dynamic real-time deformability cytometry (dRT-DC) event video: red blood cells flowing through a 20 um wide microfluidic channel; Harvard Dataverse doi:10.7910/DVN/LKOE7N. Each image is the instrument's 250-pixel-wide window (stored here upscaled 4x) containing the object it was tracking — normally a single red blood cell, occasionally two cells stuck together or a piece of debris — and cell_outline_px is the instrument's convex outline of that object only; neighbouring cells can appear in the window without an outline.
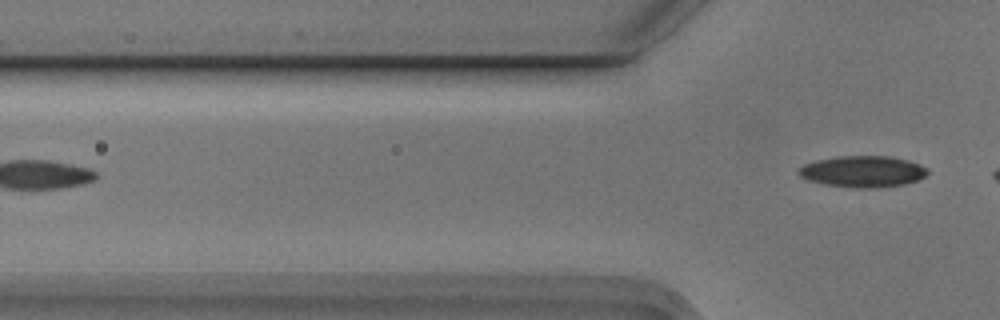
{"species": "Egyptian fruit bat (a non-hibernating species)", "species_latin": "Rousettus aegyptiacus", "temperature_condition": "cold", "stored_images_in_passage": 2, "camera_frame_rate_fps": 3000, "um_per_image_px": 0.085, "animal": {"sex": "male"}, "frame": {"image": 1, "passage_image": 2, "time_ms": 0.333, "image_size_px": [1000, 320], "cell_outline_px": [[928, 176], [920, 180], [904, 184], [876, 188], [856, 188], [828, 184], [808, 180], [800, 176], [796, 172], [804, 164], [816, 160], [836, 156], [892, 156], [908, 160], [920, 164], [928, 168]], "centroid_in_image_um": [73.39, 14.57], "position_along_channel_um": 52.4, "area_um2": 23.76}}